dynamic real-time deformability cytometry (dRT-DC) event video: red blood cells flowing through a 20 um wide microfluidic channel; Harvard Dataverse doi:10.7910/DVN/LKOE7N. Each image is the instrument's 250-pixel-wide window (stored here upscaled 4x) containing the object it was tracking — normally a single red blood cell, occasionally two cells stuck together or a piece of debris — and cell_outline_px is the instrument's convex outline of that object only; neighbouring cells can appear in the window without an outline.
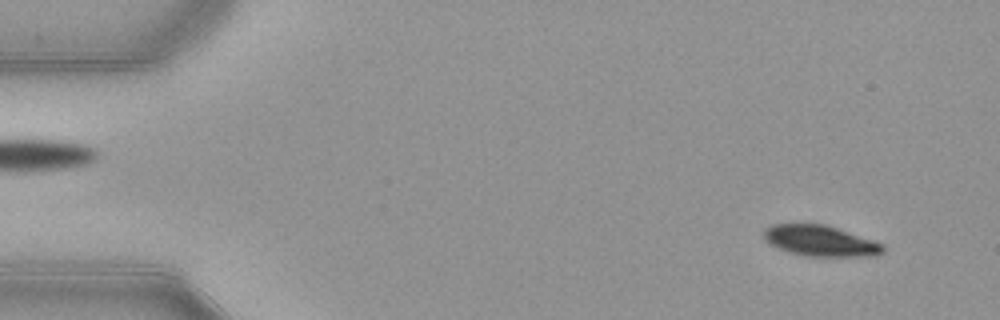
{"species": "common noctule bat (a hibernating species)", "species_latin": "Nyctalus noctula", "temperature_condition": "warm", "stored_images_in_passage": 52, "camera_frame_rate_fps": 3000, "um_per_image_px": 0.085, "animal": {"sex": "female", "body_mass_g": 21.9}, "frame": {"image": 1, "passage_image": 4, "time_ms": 1.0, "image_size_px": [1000, 320], "cell_outline_px": [[884, 252], [876, 256], [808, 256], [792, 252], [780, 248], [764, 240], [764, 228], [772, 224], [824, 224], [884, 244]], "centroid_in_image_um": [69.74, 20.47], "position_along_channel_um": 15.3, "area_um2": 21.04}}
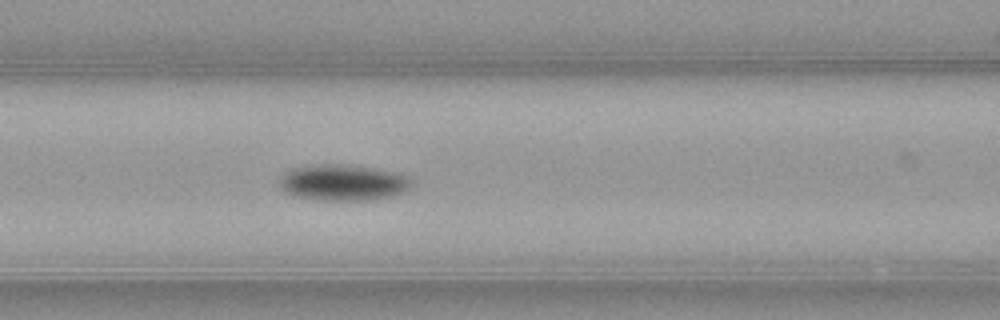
{"frame": {"image": 2, "passage_image": 22, "time_ms": 7.0, "image_size_px": [1000, 320], "cell_outline_px": [[412, 184], [408, 188], [392, 196], [372, 200], [316, 200], [296, 196], [284, 192], [276, 184], [280, 176], [284, 172], [292, 168], [324, 164], [356, 164], [400, 172], [408, 176], [412, 180]], "centroid_in_image_um": [29.14, 15.5], "position_along_channel_um": 137.5, "area_um2": 28.44}}
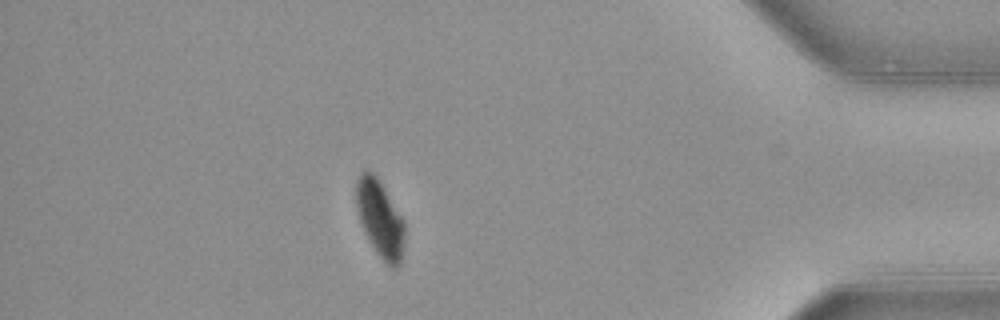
{"frame": {"image": 3, "passage_image": 46, "time_ms": 15.0, "image_size_px": [1000, 320], "cell_outline_px": [[404, 240], [400, 264], [396, 268], [392, 268], [376, 252], [364, 232], [356, 212], [356, 180], [360, 172], [364, 168], [372, 172], [376, 176], [384, 188], [404, 220]], "centroid_in_image_um": [32.27, 18.55], "position_along_channel_um": 402.9, "area_um2": 21.73}, "authors_computed_cell_mechanics": {"area_um2": 24.9696, "velocity_mm_per_s": 3.8962, "shape_relaxation_time_tau1_ms": 2.132, "shape_relaxation_time_tau2_ms": null, "deformation_change_tau1": 0.1208, "deformation_change_tau2": null}}